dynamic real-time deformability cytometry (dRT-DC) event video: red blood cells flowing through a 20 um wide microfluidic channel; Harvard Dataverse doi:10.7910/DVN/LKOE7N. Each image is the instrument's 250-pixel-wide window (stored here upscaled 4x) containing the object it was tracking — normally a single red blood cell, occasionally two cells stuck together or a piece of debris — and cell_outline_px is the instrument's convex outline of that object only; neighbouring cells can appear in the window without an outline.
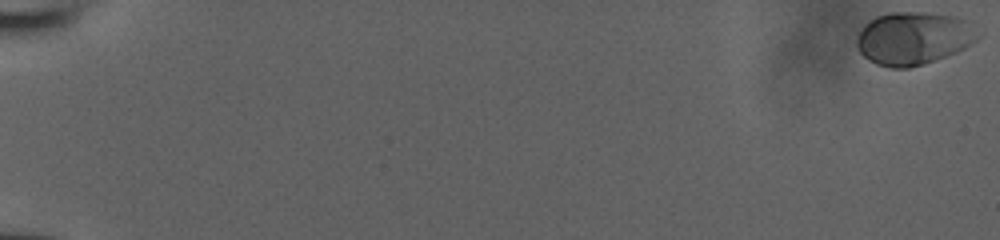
{"species": "human", "species_latin": "Homo sapiens", "temperature_condition": "room temperature", "stored_images_in_passage": 54, "camera_frame_rate_fps": 3000, "um_per_image_px": 0.085, "donor": {"sex": "male"}, "frame": {"image": 1, "passage_image": 1, "time_ms": 0.0, "image_size_px": [1000, 240], "cell_outline_px": [[980, 36], [976, 40], [964, 48], [956, 52], [924, 64], [908, 68], [892, 68], [876, 64], [868, 60], [856, 48], [856, 40], [860, 32], [876, 16], [888, 12], [928, 12], [960, 16]], "centroid_in_image_um": [77.63, 3.25], "position_along_channel_um": 7.4, "area_um2": 37.11}}
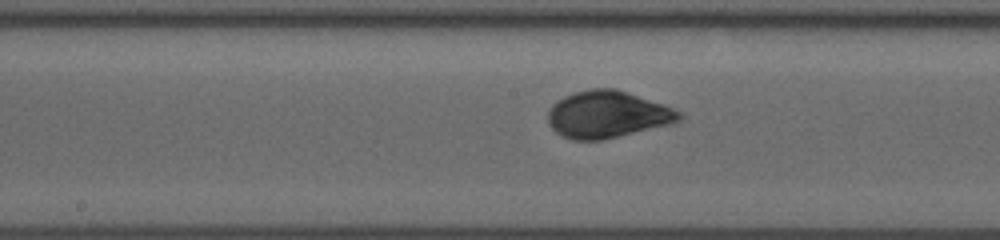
{"frame": {"image": 2, "passage_image": 31, "time_ms": 10.0, "image_size_px": [1000, 240], "cell_outline_px": [[684, 116], [676, 124], [600, 140], [572, 140], [560, 136], [548, 124], [548, 112], [552, 104], [556, 100], [572, 92], [592, 88], [616, 88], [664, 104], [680, 112]], "centroid_in_image_um": [51.64, 9.73], "position_along_channel_um": 196.6, "area_um2": 36.47}}
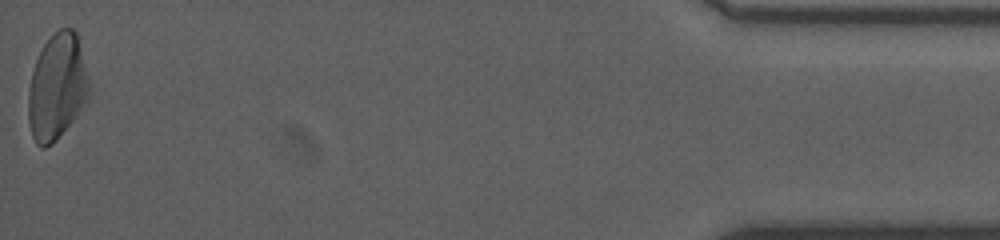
{"frame": {"image": 3, "passage_image": 54, "time_ms": 17.667, "image_size_px": [1000, 240], "cell_outline_px": [[92, 92], [88, 100], [76, 116], [56, 140], [52, 144], [44, 148], [36, 144], [32, 136], [28, 120], [28, 92], [32, 72], [36, 60], [44, 44], [60, 28], [72, 28], [76, 32]], "centroid_in_image_um": [4.85, 7.42], "position_along_channel_um": 430.3, "area_um2": 37.45}}